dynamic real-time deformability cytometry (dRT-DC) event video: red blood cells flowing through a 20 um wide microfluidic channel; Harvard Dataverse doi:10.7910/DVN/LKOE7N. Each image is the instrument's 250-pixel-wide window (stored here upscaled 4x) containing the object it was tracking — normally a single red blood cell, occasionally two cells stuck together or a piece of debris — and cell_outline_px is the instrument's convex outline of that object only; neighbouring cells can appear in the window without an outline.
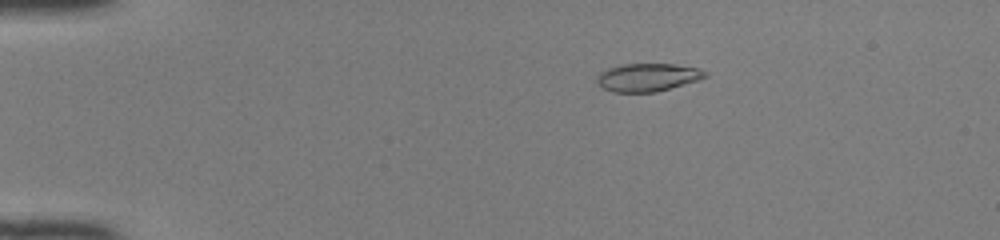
{"species": "common noctule bat (a hibernating species)", "species_latin": "Nyctalus noctula", "temperature_condition": "room temperature", "stored_images_in_passage": 50, "camera_frame_rate_fps": 3000, "um_per_image_px": 0.085, "animal": {"sex": "female", "body_mass_g": 22.0, "forearm_length_mm": 56.7}, "frame": {"image": 1, "passage_image": 10, "time_ms": 3.0, "image_size_px": [1000, 240], "cell_outline_px": [[708, 76], [700, 80], [656, 92], [612, 92], [604, 88], [596, 80], [600, 72], [608, 68], [620, 64], [676, 64], [700, 68], [708, 72]], "centroid_in_image_um": [55.11, 6.56], "position_along_channel_um": 29.9, "area_um2": 17.8}}
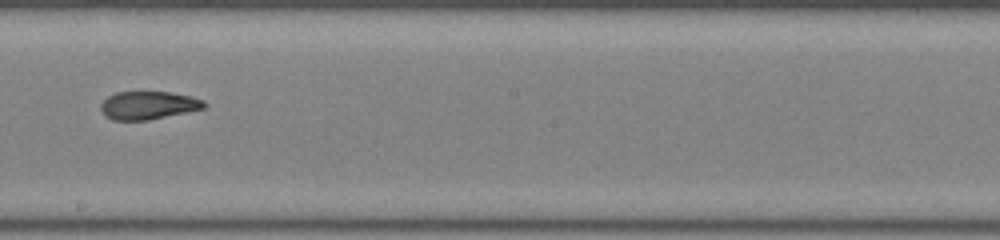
{"frame": {"image": 2, "passage_image": 30, "time_ms": 9.667, "image_size_px": [1000, 240], "cell_outline_px": [[208, 104], [204, 108], [188, 112], [148, 120], [112, 120], [104, 116], [100, 108], [100, 104], [108, 96], [116, 92], [168, 92], [192, 96], [204, 100]], "centroid_in_image_um": [12.61, 8.95], "position_along_channel_um": 235.6, "area_um2": 17.05}}
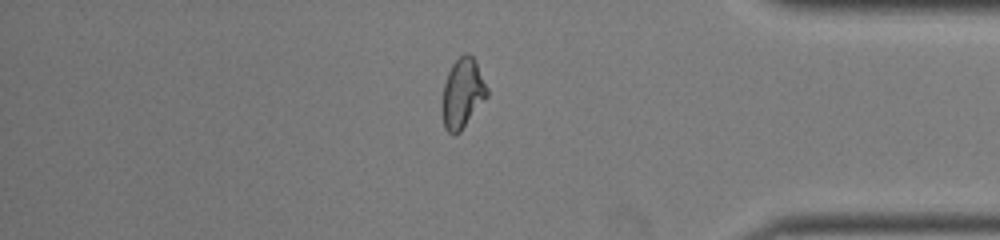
{"frame": {"image": 3, "passage_image": 43, "time_ms": 14.0, "image_size_px": [1000, 240], "cell_outline_px": [[488, 96], [460, 132], [456, 136], [452, 136], [444, 128], [440, 112], [440, 104], [444, 84], [448, 72], [452, 64], [464, 52], [468, 52], [476, 60], [488, 88]], "centroid_in_image_um": [39.28, 7.96], "position_along_channel_um": 395.9, "area_um2": 18.84}, "authors_computed_cell_mechanics": {"area_um2": 18.0336, "velocity_mm_per_s": 4.1568, "shape_relaxation_time_tau1_ms": null, "shape_relaxation_time_tau2_ms": 1.4153, "deformation_change_tau1": null, "deformation_change_tau2": 0.0645}}